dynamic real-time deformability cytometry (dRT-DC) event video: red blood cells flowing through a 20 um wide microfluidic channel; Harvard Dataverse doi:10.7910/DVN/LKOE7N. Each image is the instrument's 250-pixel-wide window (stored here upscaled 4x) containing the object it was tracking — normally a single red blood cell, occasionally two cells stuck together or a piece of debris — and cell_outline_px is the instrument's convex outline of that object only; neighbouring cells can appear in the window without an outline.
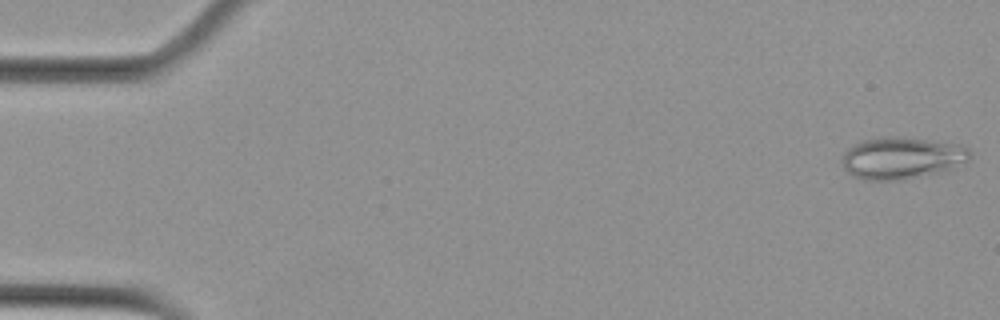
{"species": "Egyptian fruit bat (a non-hibernating species)", "species_latin": "Rousettus aegyptiacus", "temperature_condition": "cold", "stored_images_in_passage": 4, "camera_frame_rate_fps": 3000, "um_per_image_px": 0.085, "animal": {"sex": "female"}, "frame": {"image": 1, "passage_image": 1, "time_ms": 0.0, "image_size_px": [1000, 320], "cell_outline_px": [[972, 156], [968, 160], [944, 172], [900, 180], [864, 180], [852, 176], [844, 168], [840, 160], [844, 152], [848, 148], [860, 140], [884, 136], [892, 136], [924, 140], [952, 144], [968, 148]], "centroid_in_image_um": [76.59, 13.45], "position_along_channel_um": 8.4, "area_um2": 31.21}}